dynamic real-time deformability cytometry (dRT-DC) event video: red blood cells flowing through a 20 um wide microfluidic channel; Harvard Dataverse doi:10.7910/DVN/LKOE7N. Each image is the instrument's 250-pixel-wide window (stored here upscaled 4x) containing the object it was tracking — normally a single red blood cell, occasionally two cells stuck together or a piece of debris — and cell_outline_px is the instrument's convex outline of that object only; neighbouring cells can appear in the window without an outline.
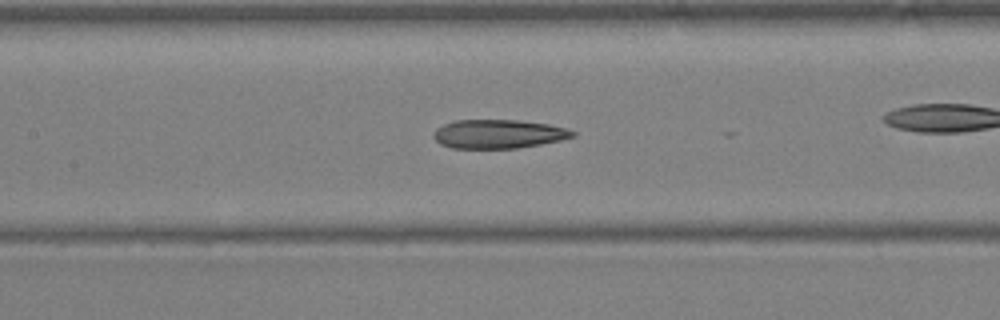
{"species": "Egyptian fruit bat (a non-hibernating species)", "species_latin": "Rousettus aegyptiacus", "temperature_condition": "warm", "stored_images_in_passage": 39, "camera_frame_rate_fps": 3000, "um_per_image_px": 0.085, "animal": {"sex": "female"}, "frame": {"image": 1, "passage_image": 17, "time_ms": 5.333, "image_size_px": [1000, 320], "cell_outline_px": [[576, 136], [560, 140], [540, 144], [516, 148], [452, 148], [440, 144], [432, 136], [436, 128], [444, 124], [456, 120], [516, 120], [548, 124], [564, 128], [576, 132]], "centroid_in_image_um": [42.34, 11.39], "position_along_channel_um": 165.1, "area_um2": 23.24}}